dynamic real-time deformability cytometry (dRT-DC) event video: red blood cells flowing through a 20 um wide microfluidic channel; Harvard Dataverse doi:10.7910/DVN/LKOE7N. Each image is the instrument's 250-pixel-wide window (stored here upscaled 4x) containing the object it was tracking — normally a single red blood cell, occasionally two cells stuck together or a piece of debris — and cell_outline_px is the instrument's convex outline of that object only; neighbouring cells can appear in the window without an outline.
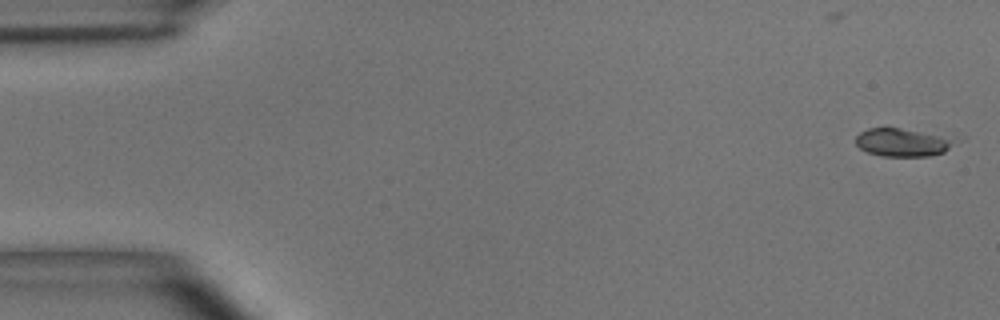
{"species": "common noctule bat (a hibernating species)", "species_latin": "Nyctalus noctula", "temperature_condition": "room temperature", "stored_images_in_passage": 55, "camera_frame_rate_fps": 3000, "um_per_image_px": 0.085, "animal": {"sex": "male", "body_mass_g": 15.6}, "frame": {"image": 1, "passage_image": 1, "time_ms": 0.0, "image_size_px": [1000, 320], "cell_outline_px": [[948, 148], [944, 152], [932, 156], [884, 156], [868, 152], [860, 148], [856, 144], [856, 136], [860, 132], [868, 128], [900, 128], [936, 136], [948, 140]], "centroid_in_image_um": [76.52, 12.12], "position_along_channel_um": 8.5, "area_um2": 15.2}}
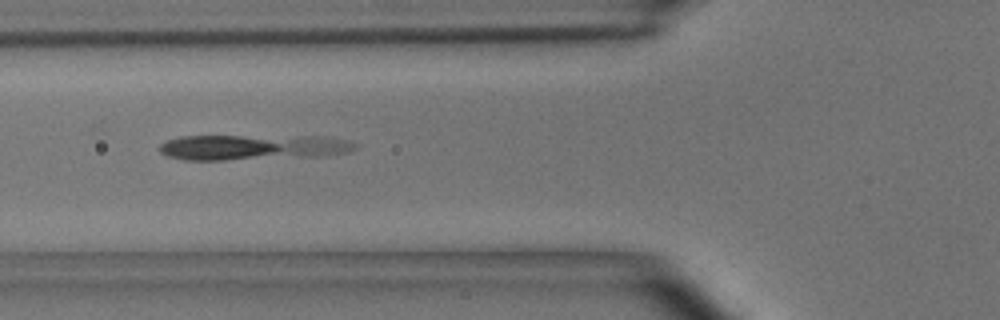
{"frame": {"image": 2, "passage_image": 20, "time_ms": 6.333, "image_size_px": [1000, 320], "cell_outline_px": [[360, 144], [356, 148], [348, 152], [324, 156], [224, 160], [184, 160], [168, 156], [160, 152], [160, 144], [164, 140], [180, 136], [332, 136], [352, 140]], "centroid_in_image_um": [21.57, 12.51], "position_along_channel_um": 104.2, "area_um2": 29.59}}
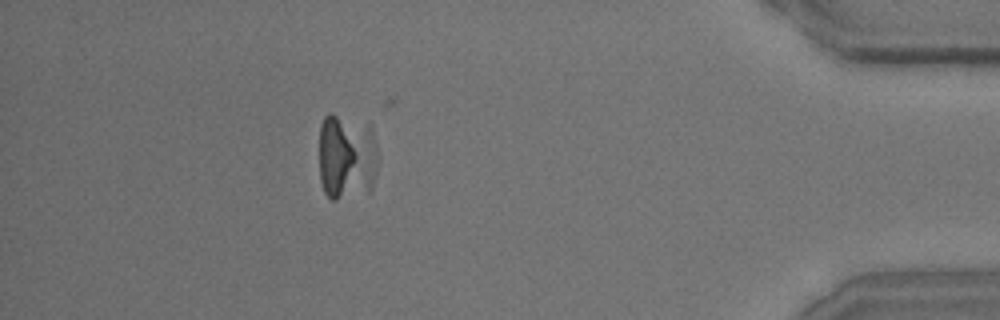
{"frame": {"image": 3, "passage_image": 49, "time_ms": 16.0, "image_size_px": [1000, 320], "cell_outline_px": [[376, 172], [372, 188], [368, 192], [336, 200], [332, 200], [324, 192], [320, 180], [320, 124], [324, 116], [328, 112], [332, 112], [368, 120], [372, 128], [376, 144]], "centroid_in_image_um": [29.47, 13.25], "position_along_channel_um": 405.7, "area_um2": 30.81}}